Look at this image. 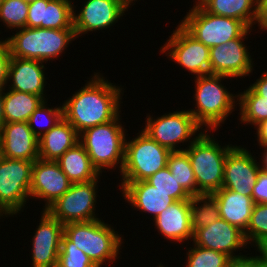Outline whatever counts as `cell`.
I'll return each instance as SVG.
<instances>
[{"label":"cell","mask_w":267,"mask_h":267,"mask_svg":"<svg viewBox=\"0 0 267 267\" xmlns=\"http://www.w3.org/2000/svg\"><path fill=\"white\" fill-rule=\"evenodd\" d=\"M93 72L78 91L62 103L63 117L78 134L114 120L123 106L124 86L111 83L103 74ZM94 74V75H93Z\"/></svg>","instance_id":"cell-1"},{"label":"cell","mask_w":267,"mask_h":267,"mask_svg":"<svg viewBox=\"0 0 267 267\" xmlns=\"http://www.w3.org/2000/svg\"><path fill=\"white\" fill-rule=\"evenodd\" d=\"M193 106L188 111L205 131L217 132L226 123L229 116L237 111L238 93L230 92L223 81L232 82V78L224 75L206 74L193 77ZM228 117V118H227ZM227 119V120H226ZM221 126V127H220ZM220 127V128H219Z\"/></svg>","instance_id":"cell-2"},{"label":"cell","mask_w":267,"mask_h":267,"mask_svg":"<svg viewBox=\"0 0 267 267\" xmlns=\"http://www.w3.org/2000/svg\"><path fill=\"white\" fill-rule=\"evenodd\" d=\"M101 219L64 224V235L81 249L97 267L117 262L121 257L124 234ZM120 255V256H119Z\"/></svg>","instance_id":"cell-3"},{"label":"cell","mask_w":267,"mask_h":267,"mask_svg":"<svg viewBox=\"0 0 267 267\" xmlns=\"http://www.w3.org/2000/svg\"><path fill=\"white\" fill-rule=\"evenodd\" d=\"M121 115L122 113L108 123L88 128L79 134V142L101 175L112 169L111 173L117 169L119 174L123 168L128 131L121 122Z\"/></svg>","instance_id":"cell-4"},{"label":"cell","mask_w":267,"mask_h":267,"mask_svg":"<svg viewBox=\"0 0 267 267\" xmlns=\"http://www.w3.org/2000/svg\"><path fill=\"white\" fill-rule=\"evenodd\" d=\"M15 32L6 38L11 57L45 63L58 60L77 38L74 29L24 27Z\"/></svg>","instance_id":"cell-5"},{"label":"cell","mask_w":267,"mask_h":267,"mask_svg":"<svg viewBox=\"0 0 267 267\" xmlns=\"http://www.w3.org/2000/svg\"><path fill=\"white\" fill-rule=\"evenodd\" d=\"M215 138L213 131H204L185 150L196 177L198 195H211L222 188L224 163L228 152L235 146L230 142L222 145Z\"/></svg>","instance_id":"cell-6"},{"label":"cell","mask_w":267,"mask_h":267,"mask_svg":"<svg viewBox=\"0 0 267 267\" xmlns=\"http://www.w3.org/2000/svg\"><path fill=\"white\" fill-rule=\"evenodd\" d=\"M153 116L148 113L144 127L140 128L151 139L170 151L186 150L205 131L187 109Z\"/></svg>","instance_id":"cell-7"},{"label":"cell","mask_w":267,"mask_h":267,"mask_svg":"<svg viewBox=\"0 0 267 267\" xmlns=\"http://www.w3.org/2000/svg\"><path fill=\"white\" fill-rule=\"evenodd\" d=\"M126 138L124 165L120 182L145 181L167 166L170 150L151 139L142 130Z\"/></svg>","instance_id":"cell-8"},{"label":"cell","mask_w":267,"mask_h":267,"mask_svg":"<svg viewBox=\"0 0 267 267\" xmlns=\"http://www.w3.org/2000/svg\"><path fill=\"white\" fill-rule=\"evenodd\" d=\"M34 161L0 156V216L17 217L30 201Z\"/></svg>","instance_id":"cell-9"},{"label":"cell","mask_w":267,"mask_h":267,"mask_svg":"<svg viewBox=\"0 0 267 267\" xmlns=\"http://www.w3.org/2000/svg\"><path fill=\"white\" fill-rule=\"evenodd\" d=\"M179 23L198 41L211 48L240 37L248 27L240 20L207 12L196 0Z\"/></svg>","instance_id":"cell-10"},{"label":"cell","mask_w":267,"mask_h":267,"mask_svg":"<svg viewBox=\"0 0 267 267\" xmlns=\"http://www.w3.org/2000/svg\"><path fill=\"white\" fill-rule=\"evenodd\" d=\"M99 180L100 177L89 182L71 184L69 190L46 211L62 224L100 219L96 212Z\"/></svg>","instance_id":"cell-11"},{"label":"cell","mask_w":267,"mask_h":267,"mask_svg":"<svg viewBox=\"0 0 267 267\" xmlns=\"http://www.w3.org/2000/svg\"><path fill=\"white\" fill-rule=\"evenodd\" d=\"M168 38L159 51L168 60L185 68L184 71L194 77L210 74L209 47L193 37L179 22Z\"/></svg>","instance_id":"cell-12"},{"label":"cell","mask_w":267,"mask_h":267,"mask_svg":"<svg viewBox=\"0 0 267 267\" xmlns=\"http://www.w3.org/2000/svg\"><path fill=\"white\" fill-rule=\"evenodd\" d=\"M252 30L256 32L248 28L240 37L210 48V74L224 75L234 80H238V77L243 80V77L245 79L253 74L255 58L250 54L251 46L244 42L248 40Z\"/></svg>","instance_id":"cell-13"},{"label":"cell","mask_w":267,"mask_h":267,"mask_svg":"<svg viewBox=\"0 0 267 267\" xmlns=\"http://www.w3.org/2000/svg\"><path fill=\"white\" fill-rule=\"evenodd\" d=\"M80 3L82 6L77 11L78 5L73 2V28L78 39L93 31L104 33L102 30L109 28L110 31L130 8L123 0H84Z\"/></svg>","instance_id":"cell-14"},{"label":"cell","mask_w":267,"mask_h":267,"mask_svg":"<svg viewBox=\"0 0 267 267\" xmlns=\"http://www.w3.org/2000/svg\"><path fill=\"white\" fill-rule=\"evenodd\" d=\"M247 148L246 145L235 144L228 152L224 163L222 188L251 196L252 188L262 167L259 157L253 155Z\"/></svg>","instance_id":"cell-15"},{"label":"cell","mask_w":267,"mask_h":267,"mask_svg":"<svg viewBox=\"0 0 267 267\" xmlns=\"http://www.w3.org/2000/svg\"><path fill=\"white\" fill-rule=\"evenodd\" d=\"M71 182L57 161L37 159L32 166L30 199L44 202L46 210L70 188Z\"/></svg>","instance_id":"cell-16"},{"label":"cell","mask_w":267,"mask_h":267,"mask_svg":"<svg viewBox=\"0 0 267 267\" xmlns=\"http://www.w3.org/2000/svg\"><path fill=\"white\" fill-rule=\"evenodd\" d=\"M39 225L31 242V267H56L64 234V224L53 218L46 210L40 212Z\"/></svg>","instance_id":"cell-17"},{"label":"cell","mask_w":267,"mask_h":267,"mask_svg":"<svg viewBox=\"0 0 267 267\" xmlns=\"http://www.w3.org/2000/svg\"><path fill=\"white\" fill-rule=\"evenodd\" d=\"M192 242L202 248L227 254L231 258L243 256L240 251L249 248L244 232L221 218L209 226L198 229L193 234Z\"/></svg>","instance_id":"cell-18"},{"label":"cell","mask_w":267,"mask_h":267,"mask_svg":"<svg viewBox=\"0 0 267 267\" xmlns=\"http://www.w3.org/2000/svg\"><path fill=\"white\" fill-rule=\"evenodd\" d=\"M0 156L8 159H39V138L27 122L4 123L0 127Z\"/></svg>","instance_id":"cell-19"},{"label":"cell","mask_w":267,"mask_h":267,"mask_svg":"<svg viewBox=\"0 0 267 267\" xmlns=\"http://www.w3.org/2000/svg\"><path fill=\"white\" fill-rule=\"evenodd\" d=\"M47 63L39 60L11 57L8 67L7 89L32 93L48 100L46 94Z\"/></svg>","instance_id":"cell-20"},{"label":"cell","mask_w":267,"mask_h":267,"mask_svg":"<svg viewBox=\"0 0 267 267\" xmlns=\"http://www.w3.org/2000/svg\"><path fill=\"white\" fill-rule=\"evenodd\" d=\"M154 223V224H153ZM159 234L170 244L186 243V246L193 240V229L190 220V199L173 202L163 210L152 222ZM190 241V243H189Z\"/></svg>","instance_id":"cell-21"},{"label":"cell","mask_w":267,"mask_h":267,"mask_svg":"<svg viewBox=\"0 0 267 267\" xmlns=\"http://www.w3.org/2000/svg\"><path fill=\"white\" fill-rule=\"evenodd\" d=\"M117 187L125 203L127 202L133 210L140 211L141 214H149L148 219L152 221L175 202L168 193L157 190L146 181L119 182Z\"/></svg>","instance_id":"cell-22"},{"label":"cell","mask_w":267,"mask_h":267,"mask_svg":"<svg viewBox=\"0 0 267 267\" xmlns=\"http://www.w3.org/2000/svg\"><path fill=\"white\" fill-rule=\"evenodd\" d=\"M75 0H36L29 3L26 27L50 29L73 28Z\"/></svg>","instance_id":"cell-23"},{"label":"cell","mask_w":267,"mask_h":267,"mask_svg":"<svg viewBox=\"0 0 267 267\" xmlns=\"http://www.w3.org/2000/svg\"><path fill=\"white\" fill-rule=\"evenodd\" d=\"M211 195L218 203L221 219L245 232L254 205L252 197L241 195L226 188H221Z\"/></svg>","instance_id":"cell-24"},{"label":"cell","mask_w":267,"mask_h":267,"mask_svg":"<svg viewBox=\"0 0 267 267\" xmlns=\"http://www.w3.org/2000/svg\"><path fill=\"white\" fill-rule=\"evenodd\" d=\"M79 142V134L63 117L39 138V158L57 161L68 149Z\"/></svg>","instance_id":"cell-25"},{"label":"cell","mask_w":267,"mask_h":267,"mask_svg":"<svg viewBox=\"0 0 267 267\" xmlns=\"http://www.w3.org/2000/svg\"><path fill=\"white\" fill-rule=\"evenodd\" d=\"M57 163L72 184L89 182L102 176L93 166L87 151L80 142L68 149L57 160Z\"/></svg>","instance_id":"cell-26"},{"label":"cell","mask_w":267,"mask_h":267,"mask_svg":"<svg viewBox=\"0 0 267 267\" xmlns=\"http://www.w3.org/2000/svg\"><path fill=\"white\" fill-rule=\"evenodd\" d=\"M207 12L242 21L253 29L257 18L258 0H196Z\"/></svg>","instance_id":"cell-27"},{"label":"cell","mask_w":267,"mask_h":267,"mask_svg":"<svg viewBox=\"0 0 267 267\" xmlns=\"http://www.w3.org/2000/svg\"><path fill=\"white\" fill-rule=\"evenodd\" d=\"M44 101L42 97L36 94L5 88L3 102L5 123L27 122L31 114Z\"/></svg>","instance_id":"cell-28"},{"label":"cell","mask_w":267,"mask_h":267,"mask_svg":"<svg viewBox=\"0 0 267 267\" xmlns=\"http://www.w3.org/2000/svg\"><path fill=\"white\" fill-rule=\"evenodd\" d=\"M238 125L253 126L254 128L261 121L267 119V100L257 95L250 87L244 91H238Z\"/></svg>","instance_id":"cell-29"},{"label":"cell","mask_w":267,"mask_h":267,"mask_svg":"<svg viewBox=\"0 0 267 267\" xmlns=\"http://www.w3.org/2000/svg\"><path fill=\"white\" fill-rule=\"evenodd\" d=\"M167 167L171 174L178 181V184L191 196L198 195L196 177L192 169L190 158L185 150L171 151Z\"/></svg>","instance_id":"cell-30"},{"label":"cell","mask_w":267,"mask_h":267,"mask_svg":"<svg viewBox=\"0 0 267 267\" xmlns=\"http://www.w3.org/2000/svg\"><path fill=\"white\" fill-rule=\"evenodd\" d=\"M219 206L212 195H197L190 199V220L193 234L219 220Z\"/></svg>","instance_id":"cell-31"},{"label":"cell","mask_w":267,"mask_h":267,"mask_svg":"<svg viewBox=\"0 0 267 267\" xmlns=\"http://www.w3.org/2000/svg\"><path fill=\"white\" fill-rule=\"evenodd\" d=\"M247 244L253 250L267 248V203L253 205L249 225L244 232Z\"/></svg>","instance_id":"cell-32"},{"label":"cell","mask_w":267,"mask_h":267,"mask_svg":"<svg viewBox=\"0 0 267 267\" xmlns=\"http://www.w3.org/2000/svg\"><path fill=\"white\" fill-rule=\"evenodd\" d=\"M44 101L29 117L27 123L33 133L40 138L53 128L63 118V106L58 104L53 108ZM51 106V107H49Z\"/></svg>","instance_id":"cell-33"},{"label":"cell","mask_w":267,"mask_h":267,"mask_svg":"<svg viewBox=\"0 0 267 267\" xmlns=\"http://www.w3.org/2000/svg\"><path fill=\"white\" fill-rule=\"evenodd\" d=\"M192 247H185L186 254L182 267H226L231 257L227 254L202 248L192 242ZM188 251V252H187ZM187 255V256H186Z\"/></svg>","instance_id":"cell-34"},{"label":"cell","mask_w":267,"mask_h":267,"mask_svg":"<svg viewBox=\"0 0 267 267\" xmlns=\"http://www.w3.org/2000/svg\"><path fill=\"white\" fill-rule=\"evenodd\" d=\"M29 3L24 0H3L0 7V22L9 31L26 27Z\"/></svg>","instance_id":"cell-35"},{"label":"cell","mask_w":267,"mask_h":267,"mask_svg":"<svg viewBox=\"0 0 267 267\" xmlns=\"http://www.w3.org/2000/svg\"><path fill=\"white\" fill-rule=\"evenodd\" d=\"M145 181L157 190L168 193V196L173 198L175 201L191 199V196L180 184H178L175 177L172 176L167 166L157 171Z\"/></svg>","instance_id":"cell-36"},{"label":"cell","mask_w":267,"mask_h":267,"mask_svg":"<svg viewBox=\"0 0 267 267\" xmlns=\"http://www.w3.org/2000/svg\"><path fill=\"white\" fill-rule=\"evenodd\" d=\"M56 267H97L92 260L64 234Z\"/></svg>","instance_id":"cell-37"},{"label":"cell","mask_w":267,"mask_h":267,"mask_svg":"<svg viewBox=\"0 0 267 267\" xmlns=\"http://www.w3.org/2000/svg\"><path fill=\"white\" fill-rule=\"evenodd\" d=\"M255 253V256L251 252V254L248 253L241 257L231 258L226 267H267V257L264 251L256 250Z\"/></svg>","instance_id":"cell-38"},{"label":"cell","mask_w":267,"mask_h":267,"mask_svg":"<svg viewBox=\"0 0 267 267\" xmlns=\"http://www.w3.org/2000/svg\"><path fill=\"white\" fill-rule=\"evenodd\" d=\"M0 30V34H1ZM11 55L8 47L7 39L0 38V89L7 87L8 81V67L10 63Z\"/></svg>","instance_id":"cell-39"},{"label":"cell","mask_w":267,"mask_h":267,"mask_svg":"<svg viewBox=\"0 0 267 267\" xmlns=\"http://www.w3.org/2000/svg\"><path fill=\"white\" fill-rule=\"evenodd\" d=\"M252 189L251 197L254 204L267 203V171L260 170Z\"/></svg>","instance_id":"cell-40"},{"label":"cell","mask_w":267,"mask_h":267,"mask_svg":"<svg viewBox=\"0 0 267 267\" xmlns=\"http://www.w3.org/2000/svg\"><path fill=\"white\" fill-rule=\"evenodd\" d=\"M255 25L254 29L258 26L260 31H267V0H258Z\"/></svg>","instance_id":"cell-41"},{"label":"cell","mask_w":267,"mask_h":267,"mask_svg":"<svg viewBox=\"0 0 267 267\" xmlns=\"http://www.w3.org/2000/svg\"><path fill=\"white\" fill-rule=\"evenodd\" d=\"M257 95L264 97L267 100V71L262 72L261 76L249 86Z\"/></svg>","instance_id":"cell-42"},{"label":"cell","mask_w":267,"mask_h":267,"mask_svg":"<svg viewBox=\"0 0 267 267\" xmlns=\"http://www.w3.org/2000/svg\"><path fill=\"white\" fill-rule=\"evenodd\" d=\"M256 130V133L254 137L256 138L257 144L259 145L258 147L260 148H266L267 147V119L261 121L259 124H257L254 127Z\"/></svg>","instance_id":"cell-43"},{"label":"cell","mask_w":267,"mask_h":267,"mask_svg":"<svg viewBox=\"0 0 267 267\" xmlns=\"http://www.w3.org/2000/svg\"><path fill=\"white\" fill-rule=\"evenodd\" d=\"M3 102H4V89H0V127L5 123Z\"/></svg>","instance_id":"cell-44"},{"label":"cell","mask_w":267,"mask_h":267,"mask_svg":"<svg viewBox=\"0 0 267 267\" xmlns=\"http://www.w3.org/2000/svg\"><path fill=\"white\" fill-rule=\"evenodd\" d=\"M259 149H262L263 152H260V154L258 155L260 159V162H261V167L263 170L267 171V147L266 148H259Z\"/></svg>","instance_id":"cell-45"},{"label":"cell","mask_w":267,"mask_h":267,"mask_svg":"<svg viewBox=\"0 0 267 267\" xmlns=\"http://www.w3.org/2000/svg\"><path fill=\"white\" fill-rule=\"evenodd\" d=\"M130 8L135 5V3L141 1V0H123Z\"/></svg>","instance_id":"cell-46"},{"label":"cell","mask_w":267,"mask_h":267,"mask_svg":"<svg viewBox=\"0 0 267 267\" xmlns=\"http://www.w3.org/2000/svg\"><path fill=\"white\" fill-rule=\"evenodd\" d=\"M24 1L27 2V3H31V2H34L36 0H24Z\"/></svg>","instance_id":"cell-47"},{"label":"cell","mask_w":267,"mask_h":267,"mask_svg":"<svg viewBox=\"0 0 267 267\" xmlns=\"http://www.w3.org/2000/svg\"><path fill=\"white\" fill-rule=\"evenodd\" d=\"M156 267H165V266L160 262V263H158V266H156Z\"/></svg>","instance_id":"cell-48"},{"label":"cell","mask_w":267,"mask_h":267,"mask_svg":"<svg viewBox=\"0 0 267 267\" xmlns=\"http://www.w3.org/2000/svg\"><path fill=\"white\" fill-rule=\"evenodd\" d=\"M263 251H264V253H265L266 257H267V248H265Z\"/></svg>","instance_id":"cell-49"}]
</instances>
